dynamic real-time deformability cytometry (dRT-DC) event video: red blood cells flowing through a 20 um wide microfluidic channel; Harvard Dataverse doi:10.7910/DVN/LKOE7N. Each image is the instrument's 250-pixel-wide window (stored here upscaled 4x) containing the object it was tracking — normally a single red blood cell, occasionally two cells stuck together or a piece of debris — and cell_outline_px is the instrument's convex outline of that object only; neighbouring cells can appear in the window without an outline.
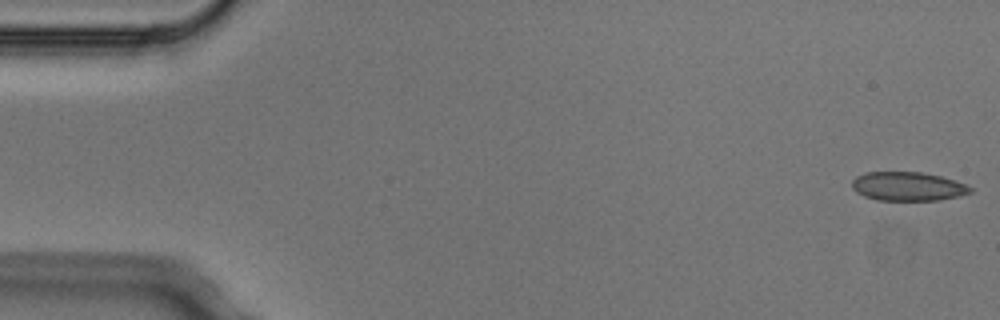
{"species": "Egyptian fruit bat (a non-hibernating species)", "species_latin": "Rousettus aegyptiacus", "temperature_condition": "cold", "stored_images_in_passage": 4, "camera_frame_rate_fps": 3000, "um_per_image_px": 0.085, "animal": {"sex": "male"}, "frame": {"image": 1, "passage_image": 1, "time_ms": 0.0, "image_size_px": [1000, 320], "cell_outline_px": [[972, 192], [960, 196], [940, 200], [876, 200], [864, 196], [856, 192], [852, 188], [852, 180], [856, 176], [868, 172], [920, 172], [940, 176], [964, 184], [972, 188]], "centroid_in_image_um": [77.14, 15.85], "position_along_channel_um": 7.9, "area_um2": 19.83}}
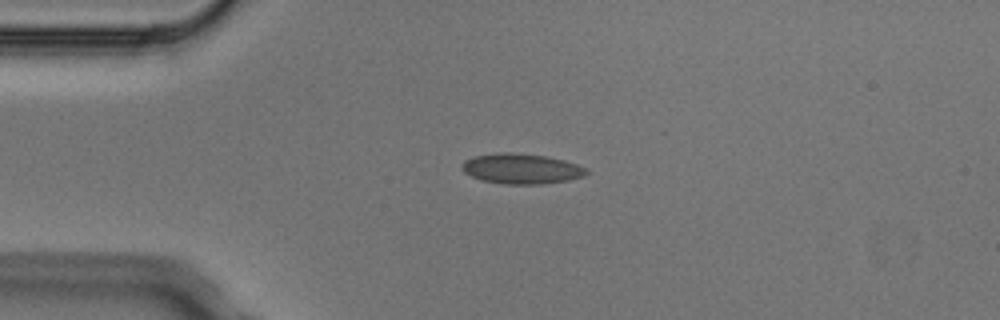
{"frame": {"image": 2, "passage_image": 4, "time_ms": 1.0, "image_size_px": [1000, 320], "cell_outline_px": [[588, 172], [584, 176], [568, 180], [540, 184], [504, 184], [480, 180], [464, 172], [464, 160], [476, 156], [500, 152], [512, 152], [548, 156], [564, 160], [576, 164], [584, 168]], "centroid_in_image_um": [44.33, 14.34], "position_along_channel_um": 40.7, "area_um2": 21.73}}